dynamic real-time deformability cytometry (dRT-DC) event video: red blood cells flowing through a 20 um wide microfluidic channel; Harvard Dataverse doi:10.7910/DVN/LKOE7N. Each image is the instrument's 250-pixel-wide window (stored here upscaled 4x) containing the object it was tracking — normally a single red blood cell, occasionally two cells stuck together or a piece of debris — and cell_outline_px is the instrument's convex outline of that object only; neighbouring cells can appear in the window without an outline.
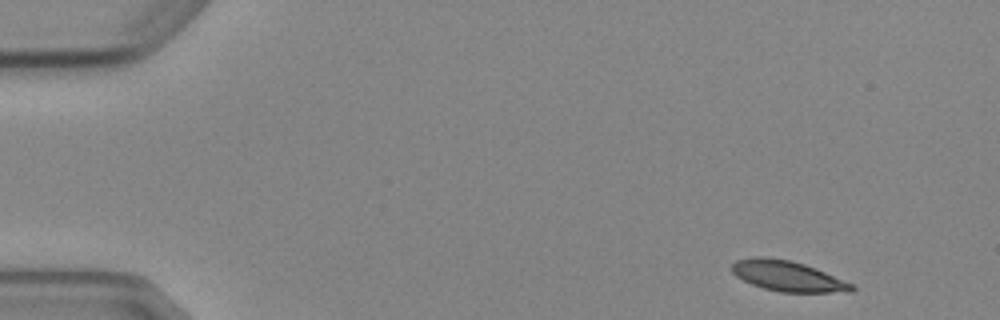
{"species": "Egyptian fruit bat (a non-hibernating species)", "species_latin": "Rousettus aegyptiacus", "temperature_condition": "cold", "stored_images_in_passage": 4, "camera_frame_rate_fps": 3000, "um_per_image_px": 0.085, "animal": {"sex": "female"}, "frame": {"image": 1, "passage_image": 1, "time_ms": 0.0, "image_size_px": [1000, 320], "cell_outline_px": [[856, 288], [852, 292], [780, 292], [764, 288], [752, 284], [736, 276], [732, 272], [732, 264], [736, 260], [756, 256], [760, 256], [792, 260], [816, 268], [852, 284]], "centroid_in_image_um": [66.95, 23.46], "position_along_channel_um": 18.1, "area_um2": 21.15}}
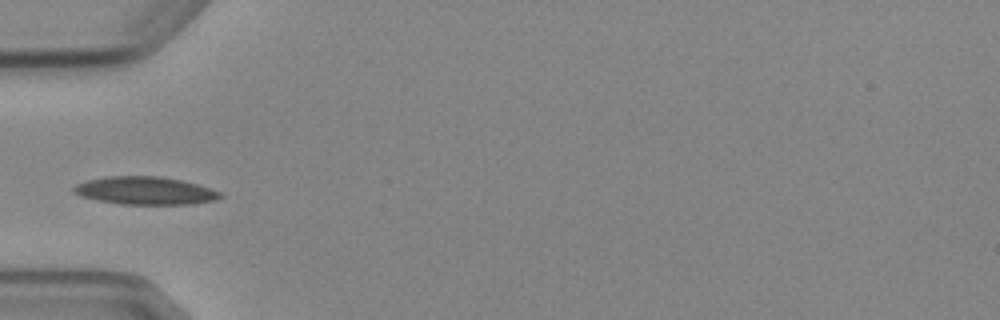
{"frame": {"image": 2, "passage_image": 4, "time_ms": 4.333, "image_size_px": [1000, 320], "cell_outline_px": [[224, 196], [216, 200], [192, 204], [120, 204], [96, 200], [80, 196], [72, 192], [72, 188], [76, 184], [88, 180], [108, 176], [160, 176], [180, 180], [196, 184], [220, 192]], "centroid_in_image_um": [12.3, 16.21], "position_along_channel_um": 72.7, "area_um2": 23.76}}